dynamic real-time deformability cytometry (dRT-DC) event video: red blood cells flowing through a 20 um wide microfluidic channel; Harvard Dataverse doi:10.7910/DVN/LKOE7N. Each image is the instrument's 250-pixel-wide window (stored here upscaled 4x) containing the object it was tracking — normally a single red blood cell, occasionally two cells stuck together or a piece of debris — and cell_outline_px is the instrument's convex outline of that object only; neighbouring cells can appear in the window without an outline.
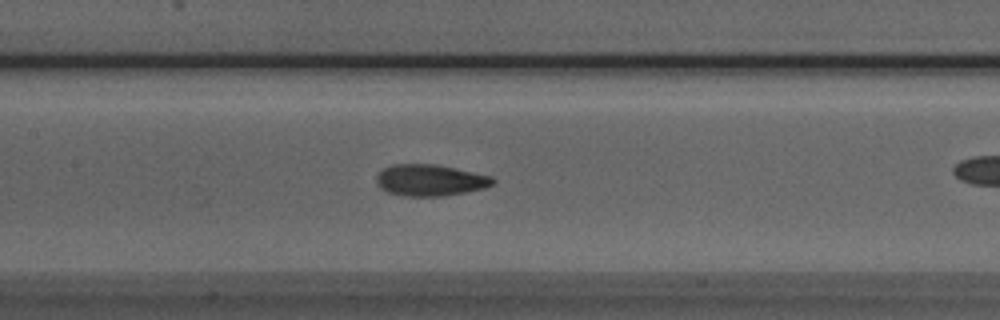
{"species": "Egyptian fruit bat (a non-hibernating species)", "species_latin": "Rousettus aegyptiacus", "temperature_condition": "room temperature", "stored_images_in_passage": 39, "camera_frame_rate_fps": 3000, "um_per_image_px": 0.085, "animal": {"sex": "male"}, "frame": {"image": 1, "passage_image": 21, "time_ms": 6.667, "image_size_px": [1000, 320], "cell_outline_px": [[496, 184], [484, 188], [444, 196], [404, 196], [388, 192], [380, 188], [376, 184], [376, 176], [384, 168], [392, 164], [436, 164], [492, 176], [496, 180]], "centroid_in_image_um": [36.57, 15.32], "position_along_channel_um": 170.8, "area_um2": 21.44}}
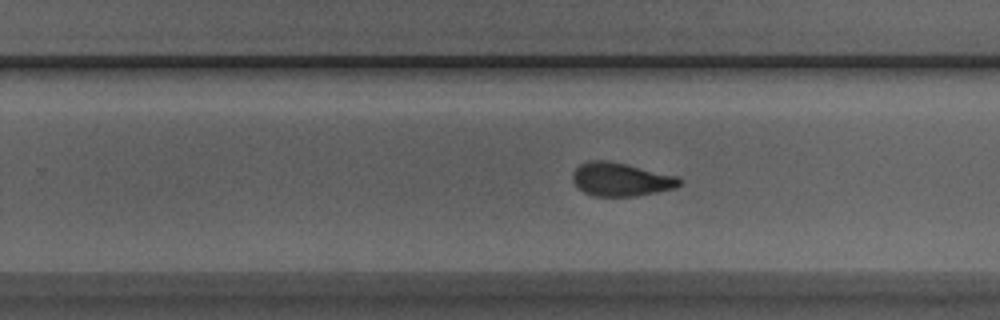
{"frame": {"image": 2, "passage_image": 29, "time_ms": 9.333, "image_size_px": [1000, 320], "cell_outline_px": [[684, 184], [676, 188], [636, 196], [592, 196], [576, 188], [572, 180], [572, 172], [580, 164], [588, 160], [608, 160], [680, 176], [684, 180]], "centroid_in_image_um": [52.8, 15.25], "position_along_channel_um": 277.0, "area_um2": 21.33}}
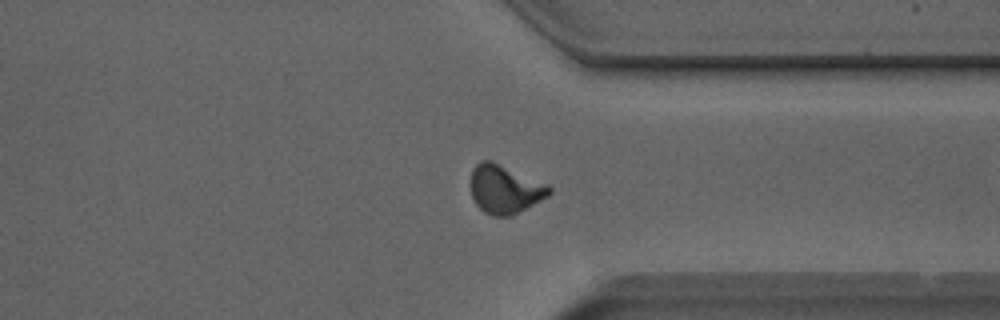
{"frame": {"image": 3, "passage_image": 36, "time_ms": 11.667, "image_size_px": [1000, 320], "cell_outline_px": [[552, 192], [548, 196], [512, 216], [492, 216], [484, 212], [472, 200], [472, 168], [480, 160], [492, 160], [548, 184], [552, 188]], "centroid_in_image_um": [42.92, 16.08], "position_along_channel_um": 368.5, "area_um2": 22.31}}